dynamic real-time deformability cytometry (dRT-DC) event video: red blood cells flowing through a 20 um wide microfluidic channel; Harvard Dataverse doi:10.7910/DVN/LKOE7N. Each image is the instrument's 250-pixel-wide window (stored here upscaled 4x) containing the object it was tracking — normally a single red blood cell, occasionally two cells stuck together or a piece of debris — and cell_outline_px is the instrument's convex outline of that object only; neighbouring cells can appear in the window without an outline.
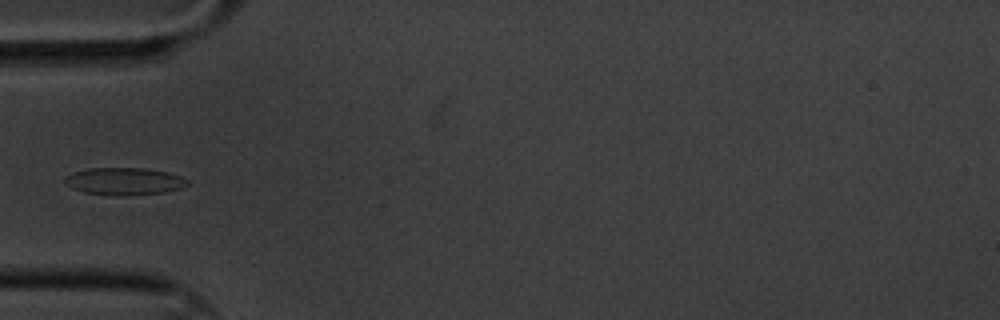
{"species": "common noctule bat (a hibernating species)", "species_latin": "Nyctalus noctula", "temperature_condition": "cold", "stored_images_in_passage": 17, "camera_frame_rate_fps": 3000, "um_per_image_px": 0.085, "animal": {"sex": "male", "body_mass_g": 20.1, "forearm_length_mm": 53.5}, "frame": {"image": 1, "passage_image": 6, "time_ms": 1.667, "image_size_px": [1000, 320], "cell_outline_px": [[188, 184], [180, 188], [164, 192], [124, 196], [112, 196], [84, 192], [72, 188], [64, 184], [64, 176], [72, 172], [88, 168], [144, 168], [168, 172], [180, 176], [188, 180]], "centroid_in_image_um": [10.51, 15.41], "position_along_channel_um": 74.5, "area_um2": 19.71}}
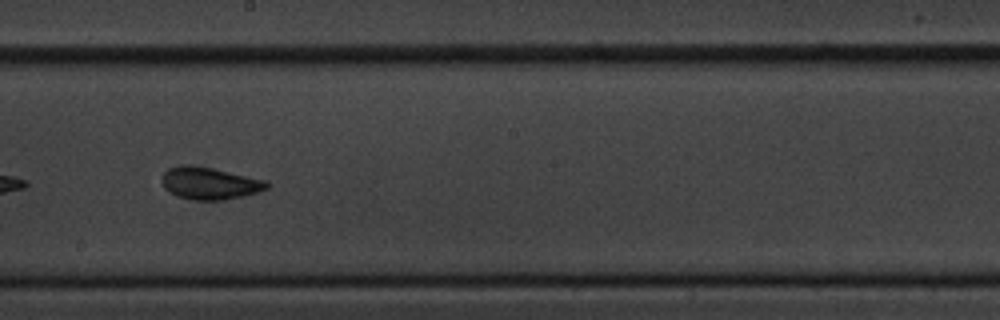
{"frame": {"image": 2, "passage_image": 10, "time_ms": 3.0, "image_size_px": [1000, 320], "cell_outline_px": [[268, 188], [244, 196], [224, 200], [192, 200], [176, 196], [164, 188], [160, 180], [164, 172], [168, 168], [184, 164], [188, 164], [212, 168], [268, 180]], "centroid_in_image_um": [17.79, 15.58], "position_along_channel_um": 230.4, "area_um2": 19.88}}
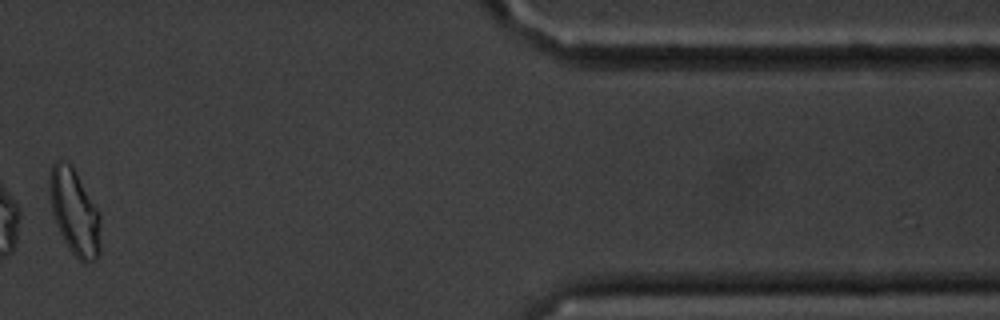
{"frame": {"image": 3, "passage_image": 15, "time_ms": 4.667, "image_size_px": [1000, 320], "cell_outline_px": [[100, 252], [96, 260], [88, 264], [84, 264], [72, 252], [64, 240], [60, 232], [52, 212], [48, 180], [52, 164], [56, 160], [60, 160], [72, 164], [100, 212]], "centroid_in_image_um": [6.35, 18.01], "position_along_channel_um": 405.0, "area_um2": 25.72}}